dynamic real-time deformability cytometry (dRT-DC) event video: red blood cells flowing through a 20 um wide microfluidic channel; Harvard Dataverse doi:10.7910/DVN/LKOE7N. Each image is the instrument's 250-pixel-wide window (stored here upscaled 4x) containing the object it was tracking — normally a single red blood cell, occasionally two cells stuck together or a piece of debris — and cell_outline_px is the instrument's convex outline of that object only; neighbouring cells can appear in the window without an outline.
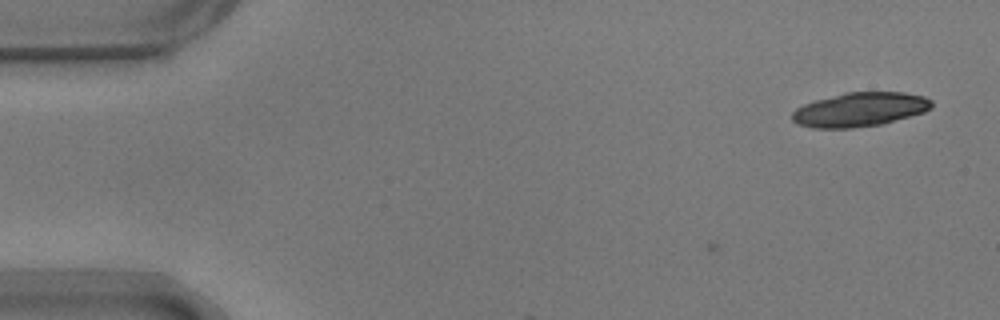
{"species": "common noctule bat (a hibernating species)", "species_latin": "Nyctalus noctula", "temperature_condition": "warm", "stored_images_in_passage": 5, "camera_frame_rate_fps": 3000, "um_per_image_px": 0.085, "animal": {"sex": "male", "body_mass_g": 17.9}, "frame": {"image": 1, "passage_image": 1, "time_ms": 0.0, "image_size_px": [1000, 320], "cell_outline_px": [[932, 108], [924, 112], [884, 124], [852, 128], [812, 128], [796, 124], [792, 120], [792, 112], [796, 108], [804, 104], [816, 100], [844, 92], [904, 92], [924, 96], [932, 100]], "centroid_in_image_um": [73.09, 9.31], "position_along_channel_um": 11.9, "area_um2": 27.98}}